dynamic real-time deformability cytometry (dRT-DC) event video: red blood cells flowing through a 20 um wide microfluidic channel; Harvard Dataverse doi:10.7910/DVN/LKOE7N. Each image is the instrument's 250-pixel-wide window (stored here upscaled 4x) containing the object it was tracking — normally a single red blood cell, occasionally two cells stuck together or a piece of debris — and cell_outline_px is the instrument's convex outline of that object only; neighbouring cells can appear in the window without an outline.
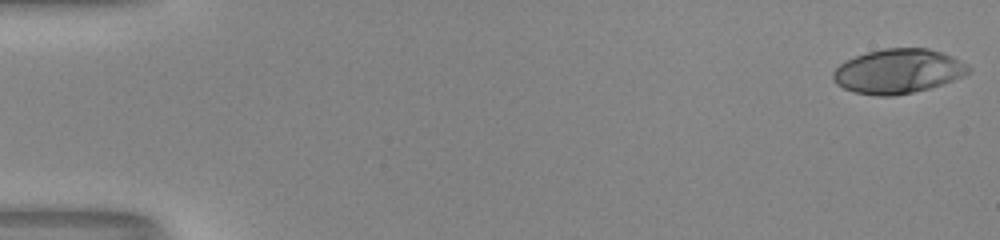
{"species": "human", "species_latin": "Homo sapiens", "temperature_condition": "room temperature", "stored_images_in_passage": 53, "camera_frame_rate_fps": 3000, "um_per_image_px": 0.085, "donor": {"sex": "male"}, "frame": {"image": 1, "passage_image": 1, "time_ms": 0.0, "image_size_px": [1000, 240], "cell_outline_px": [[972, 72], [964, 76], [928, 88], [912, 92], [892, 96], [876, 96], [856, 92], [844, 88], [836, 84], [832, 80], [832, 72], [840, 64], [856, 56], [868, 52], [884, 48], [928, 48], [952, 56], [968, 64], [972, 68]], "centroid_in_image_um": [76.35, 6.05], "position_along_channel_um": 8.6, "area_um2": 34.97}}
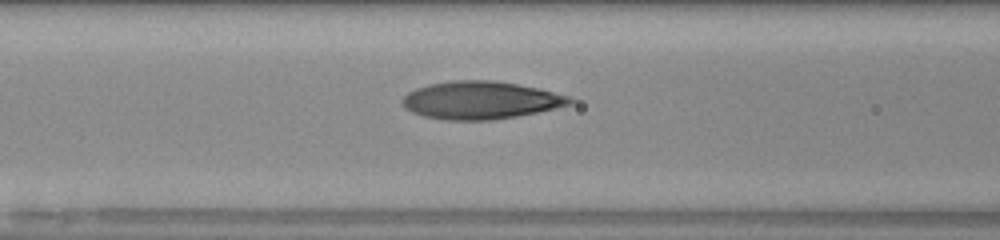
{"frame": {"image": 2, "passage_image": 23, "time_ms": 7.333, "image_size_px": [1000, 240], "cell_outline_px": [[576, 100], [572, 104], [556, 108], [516, 116], [492, 120], [448, 120], [424, 116], [412, 112], [404, 108], [400, 100], [408, 92], [416, 88], [428, 84], [452, 80], [496, 80], [540, 88], [568, 96]], "centroid_in_image_um": [40.85, 8.51], "position_along_channel_um": 125.8, "area_um2": 37.05}}
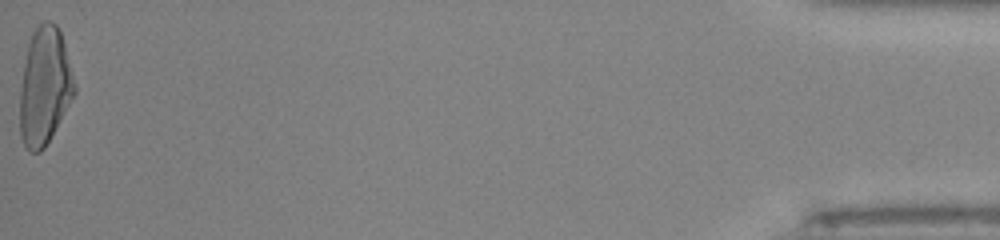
{"frame": {"image": 3, "passage_image": 53, "time_ms": 17.333, "image_size_px": [1000, 240], "cell_outline_px": [[76, 92], [44, 148], [40, 152], [28, 152], [20, 136], [20, 88], [24, 64], [28, 44], [32, 32], [44, 20], [52, 20], [56, 24], [60, 32], [64, 44], [76, 84]], "centroid_in_image_um": [3.79, 7.33], "position_along_channel_um": 431.4, "area_um2": 37.22}, "authors_computed_cell_mechanics": {"area_um2": 35.547, "velocity_mm_per_s": 4.0552, "shape_relaxation_time_tau1_ms": 5.0793, "shape_relaxation_time_tau2_ms": 0.9936, "deformation_change_tau1": 0.2419, "deformation_change_tau2": 0.0749}}